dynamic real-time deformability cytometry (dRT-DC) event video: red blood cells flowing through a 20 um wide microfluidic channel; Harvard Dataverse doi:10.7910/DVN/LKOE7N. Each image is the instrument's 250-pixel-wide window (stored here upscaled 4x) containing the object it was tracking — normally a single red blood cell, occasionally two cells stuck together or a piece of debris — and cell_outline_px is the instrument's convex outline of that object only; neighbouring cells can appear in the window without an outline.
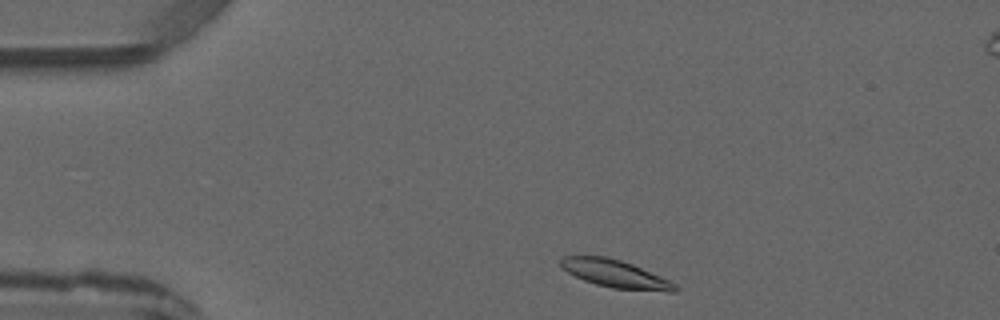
{"species": "common noctule bat (a hibernating species)", "species_latin": "Nyctalus noctula", "temperature_condition": "warm", "stored_images_in_passage": 3, "camera_frame_rate_fps": 3000, "um_per_image_px": 0.085, "animal": {"sex": "male", "forearm_length_mm": 52.5}, "frame": {"image": 1, "passage_image": 1, "time_ms": 0.0, "image_size_px": [1000, 320], "cell_outline_px": [[680, 288], [676, 292], [668, 292], [612, 288], [596, 284], [584, 280], [568, 272], [560, 264], [560, 260], [564, 256], [608, 256], [632, 264], [660, 276], [676, 284]], "centroid_in_image_um": [52.34, 23.28], "position_along_channel_um": 32.7, "area_um2": 18.32}}